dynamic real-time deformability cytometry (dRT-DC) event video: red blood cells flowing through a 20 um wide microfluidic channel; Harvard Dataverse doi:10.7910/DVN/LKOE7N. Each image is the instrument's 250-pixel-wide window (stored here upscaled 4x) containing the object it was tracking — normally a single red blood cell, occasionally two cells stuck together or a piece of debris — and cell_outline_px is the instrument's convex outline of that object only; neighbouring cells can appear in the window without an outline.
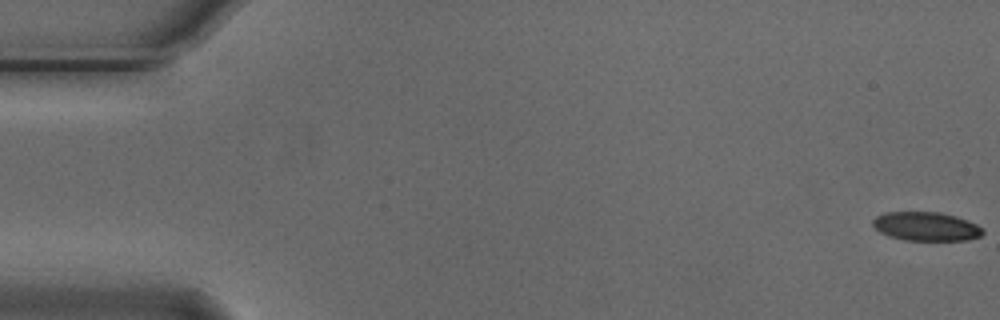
{"species": "Egyptian fruit bat (a non-hibernating species)", "species_latin": "Rousettus aegyptiacus", "temperature_condition": "cold", "stored_images_in_passage": 5, "camera_frame_rate_fps": 3000, "um_per_image_px": 0.085, "animal": {"sex": "male"}, "frame": {"image": 1, "passage_image": 1, "time_ms": 0.0, "image_size_px": [1000, 320], "cell_outline_px": [[984, 232], [980, 236], [968, 240], [904, 240], [888, 236], [880, 232], [872, 224], [872, 220], [876, 216], [884, 212], [940, 212], [956, 216], [968, 220], [976, 224]], "centroid_in_image_um": [78.7, 19.24], "position_along_channel_um": 6.3, "area_um2": 18.5}}
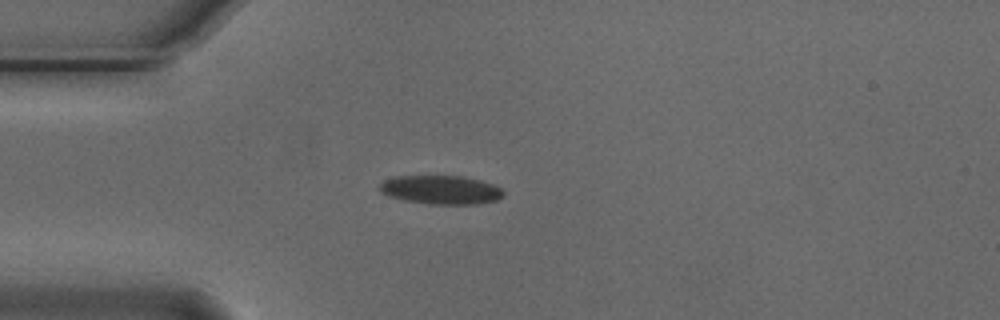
{"frame": {"image": 2, "passage_image": 5, "time_ms": 1.333, "image_size_px": [1000, 320], "cell_outline_px": [[504, 196], [496, 200], [476, 204], [428, 204], [404, 200], [388, 196], [380, 192], [380, 184], [384, 180], [396, 176], [460, 176], [480, 180], [492, 184], [500, 188], [504, 192]], "centroid_in_image_um": [37.47, 16.14], "position_along_channel_um": 47.5, "area_um2": 20.69}}